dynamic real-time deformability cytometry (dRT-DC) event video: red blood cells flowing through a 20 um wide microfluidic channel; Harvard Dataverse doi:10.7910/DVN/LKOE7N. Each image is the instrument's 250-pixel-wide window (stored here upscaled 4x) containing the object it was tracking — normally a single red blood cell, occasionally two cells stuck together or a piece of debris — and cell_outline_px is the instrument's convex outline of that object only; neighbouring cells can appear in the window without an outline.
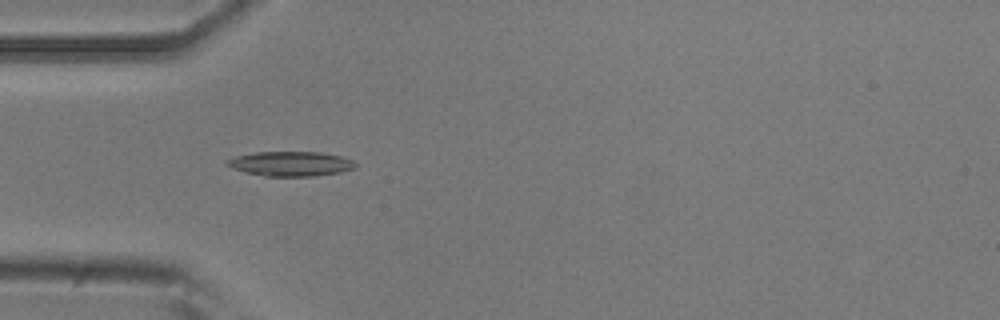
{"species": "common noctule bat (a hibernating species)", "species_latin": "Nyctalus noctula", "temperature_condition": "room temperature", "stored_images_in_passage": 6, "camera_frame_rate_fps": 3000, "um_per_image_px": 0.085, "animal": {"sex": "male", "body_mass_g": 20.5, "forearm_length_mm": 52.5}, "frame": {"image": 1, "passage_image": 5, "time_ms": 1.333, "image_size_px": [1000, 320], "cell_outline_px": [[356, 168], [340, 172], [312, 176], [264, 176], [244, 172], [232, 168], [224, 164], [224, 160], [236, 156], [256, 152], [320, 152], [340, 156], [352, 160], [356, 164]], "centroid_in_image_um": [24.66, 13.92], "position_along_channel_um": 60.3, "area_um2": 18.5}}
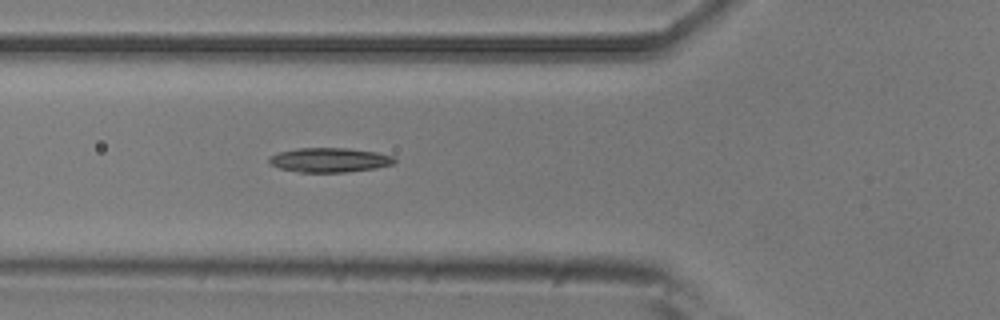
{"frame": {"image": 2, "passage_image": 6, "time_ms": 1.667, "image_size_px": [1000, 320], "cell_outline_px": [[396, 160], [392, 164], [376, 168], [344, 172], [300, 172], [280, 168], [272, 164], [268, 160], [268, 156], [280, 152], [296, 148], [348, 148], [376, 152], [392, 156]], "centroid_in_image_um": [28.0, 13.59], "position_along_channel_um": 97.8, "area_um2": 17.69}}